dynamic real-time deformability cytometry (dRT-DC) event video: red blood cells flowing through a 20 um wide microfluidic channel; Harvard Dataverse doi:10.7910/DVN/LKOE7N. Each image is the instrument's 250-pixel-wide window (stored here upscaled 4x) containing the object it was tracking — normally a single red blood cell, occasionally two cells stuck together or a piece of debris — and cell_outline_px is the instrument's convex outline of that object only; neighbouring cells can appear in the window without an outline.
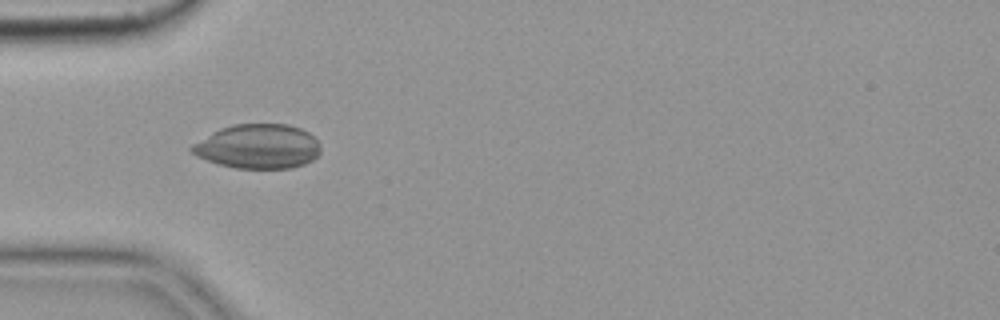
{"species": "common noctule bat (a hibernating species)", "species_latin": "Nyctalus noctula", "temperature_condition": "cold", "stored_images_in_passage": 14, "camera_frame_rate_fps": 3000, "um_per_image_px": 0.085, "animal": {"sex": "female", "body_mass_g": 19.9}, "frame": {"image": 1, "passage_image": 4, "time_ms": 1.0, "image_size_px": [1000, 320], "cell_outline_px": [[320, 152], [312, 160], [304, 164], [292, 168], [236, 168], [216, 164], [196, 156], [188, 148], [192, 144], [212, 132], [220, 128], [232, 124], [288, 124], [300, 128], [308, 132], [320, 144]], "centroid_in_image_um": [21.9, 12.45], "position_along_channel_um": 63.1, "area_um2": 33.47}}